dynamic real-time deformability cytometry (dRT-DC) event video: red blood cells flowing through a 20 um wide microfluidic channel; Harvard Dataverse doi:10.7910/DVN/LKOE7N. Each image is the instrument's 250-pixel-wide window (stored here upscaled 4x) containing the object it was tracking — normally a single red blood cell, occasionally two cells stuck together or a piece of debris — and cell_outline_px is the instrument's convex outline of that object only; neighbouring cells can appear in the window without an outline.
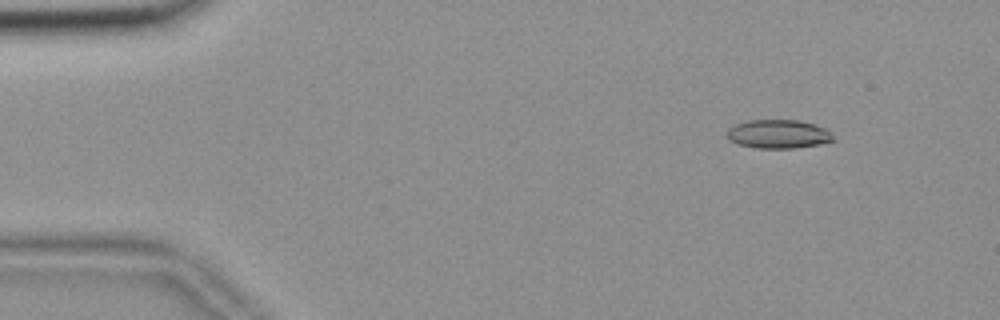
{"species": "common noctule bat (a hibernating species)", "species_latin": "Nyctalus noctula", "temperature_condition": "room temperature", "stored_images_in_passage": 56, "camera_frame_rate_fps": 3000, "um_per_image_px": 0.085, "animal": {"sex": "female", "body_mass_g": 18.4}, "frame": {"image": 1, "passage_image": 7, "time_ms": 2.0, "image_size_px": [1000, 320], "cell_outline_px": [[832, 140], [820, 144], [792, 148], [756, 148], [736, 144], [728, 140], [724, 132], [728, 128], [736, 124], [748, 120], [796, 120], [812, 124], [824, 128], [832, 136]], "centroid_in_image_um": [66.04, 11.4], "position_along_channel_um": 19.0, "area_um2": 17.69}}
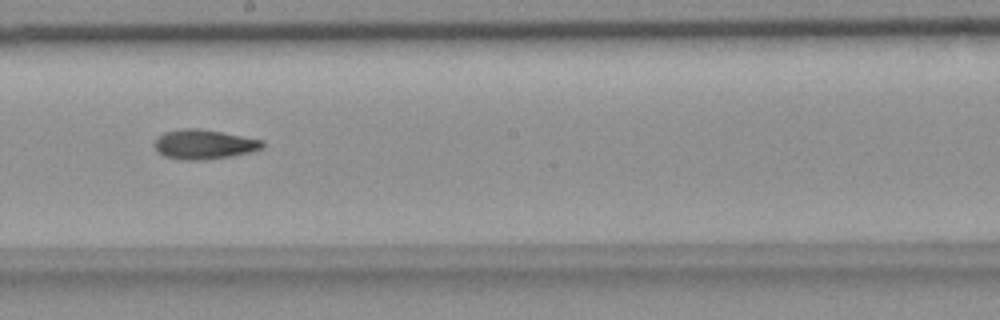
{"frame": {"image": 2, "passage_image": 32, "time_ms": 10.333, "image_size_px": [1000, 320], "cell_outline_px": [[264, 148], [252, 152], [232, 156], [200, 160], [184, 160], [164, 156], [152, 144], [156, 136], [164, 132], [184, 128], [200, 128], [264, 140]], "centroid_in_image_um": [17.34, 12.26], "position_along_channel_um": 230.9, "area_um2": 18.79}}
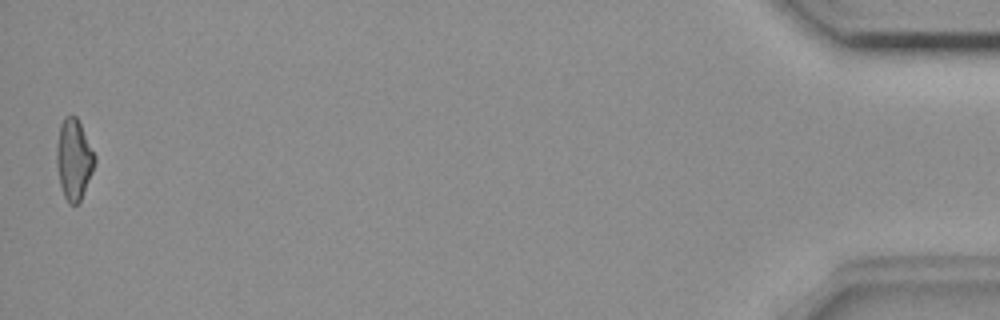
{"frame": {"image": 3, "passage_image": 56, "time_ms": 18.333, "image_size_px": [1000, 320], "cell_outline_px": [[96, 160], [92, 172], [80, 200], [76, 204], [68, 204], [64, 196], [60, 184], [56, 164], [56, 144], [60, 124], [64, 116], [76, 116], [96, 156]], "centroid_in_image_um": [6.26, 13.53], "position_along_channel_um": 428.9, "area_um2": 17.8}, "authors_computed_cell_mechanics": {"area_um2": 18.0625, "velocity_mm_per_s": 3.6555, "shape_relaxation_time_tau1_ms": null, "shape_relaxation_time_tau2_ms": 9.2699, "deformation_change_tau1": null, "deformation_change_tau2": 0.1924}}